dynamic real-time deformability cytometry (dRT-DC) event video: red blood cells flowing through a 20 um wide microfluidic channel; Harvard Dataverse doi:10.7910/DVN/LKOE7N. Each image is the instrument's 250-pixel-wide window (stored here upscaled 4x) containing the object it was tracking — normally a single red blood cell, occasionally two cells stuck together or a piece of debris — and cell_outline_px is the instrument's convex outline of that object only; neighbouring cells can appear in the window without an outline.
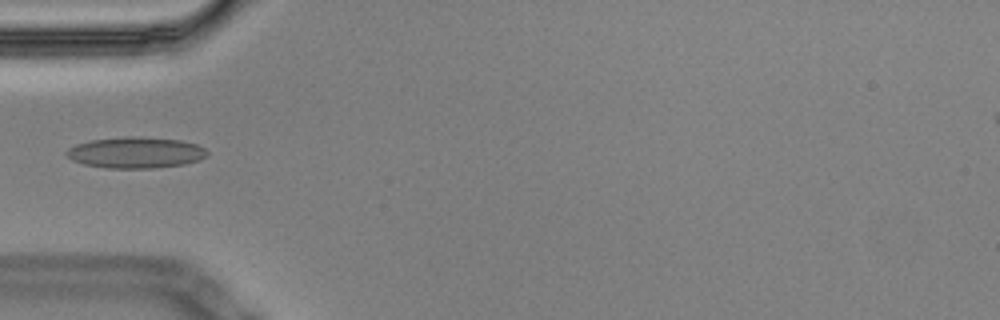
{"species": "Egyptian fruit bat (a non-hibernating species)", "species_latin": "Rousettus aegyptiacus", "temperature_condition": "cold", "stored_images_in_passage": 5, "camera_frame_rate_fps": 3000, "um_per_image_px": 0.085, "animal": {"sex": "male"}, "frame": {"image": 1, "passage_image": 5, "time_ms": 1.333, "image_size_px": [1000, 320], "cell_outline_px": [[208, 156], [200, 160], [184, 164], [156, 168], [108, 168], [84, 164], [72, 160], [64, 152], [68, 148], [76, 144], [92, 140], [124, 136], [140, 136], [180, 140], [196, 144], [204, 148], [208, 152]], "centroid_in_image_um": [11.55, 12.96], "position_along_channel_um": 73.5, "area_um2": 25.66}}